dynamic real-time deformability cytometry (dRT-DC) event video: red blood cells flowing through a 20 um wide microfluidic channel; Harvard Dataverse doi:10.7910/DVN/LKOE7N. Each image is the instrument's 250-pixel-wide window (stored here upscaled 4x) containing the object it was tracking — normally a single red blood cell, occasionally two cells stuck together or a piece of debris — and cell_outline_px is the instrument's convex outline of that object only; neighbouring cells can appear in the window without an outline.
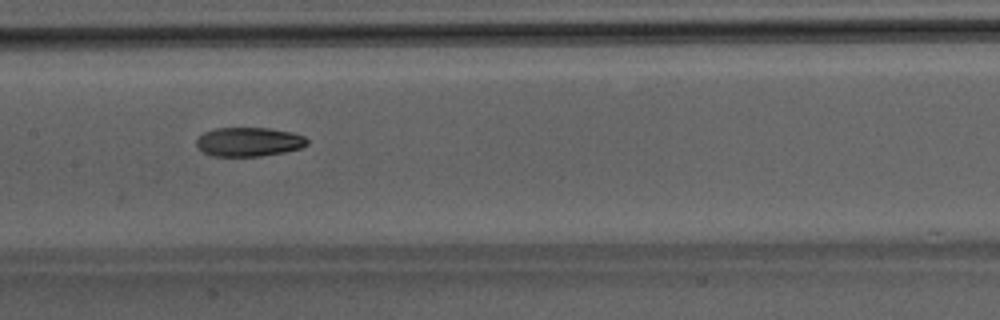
{"species": "Egyptian fruit bat (a non-hibernating species)", "species_latin": "Rousettus aegyptiacus", "temperature_condition": "room temperature", "stored_images_in_passage": 34, "camera_frame_rate_fps": 3000, "um_per_image_px": 0.085, "animal": {"sex": "male"}, "frame": {"image": 1, "passage_image": 25, "time_ms": 8.0, "image_size_px": [1000, 320], "cell_outline_px": [[308, 144], [300, 148], [284, 152], [260, 156], [212, 156], [204, 152], [196, 144], [196, 140], [204, 132], [216, 128], [268, 128], [292, 132], [304, 136], [308, 140]], "centroid_in_image_um": [21.16, 12.05], "position_along_channel_um": 186.2, "area_um2": 18.67}}